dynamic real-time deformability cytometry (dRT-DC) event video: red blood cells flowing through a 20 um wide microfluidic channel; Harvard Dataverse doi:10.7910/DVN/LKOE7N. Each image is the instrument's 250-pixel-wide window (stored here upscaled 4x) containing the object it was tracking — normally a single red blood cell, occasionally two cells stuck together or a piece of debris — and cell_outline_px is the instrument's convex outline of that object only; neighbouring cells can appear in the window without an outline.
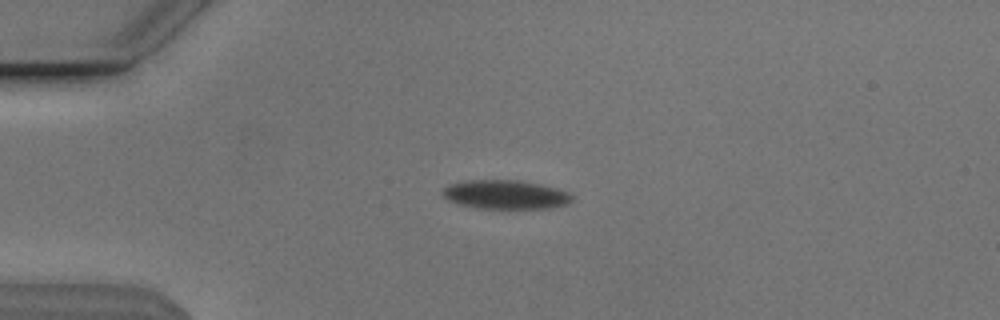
{"species": "Egyptian fruit bat (a non-hibernating species)", "species_latin": "Rousettus aegyptiacus", "temperature_condition": "cold", "stored_images_in_passage": 43, "camera_frame_rate_fps": 3000, "um_per_image_px": 0.085, "animal": {"sex": "male"}, "frame": {"image": 1, "passage_image": 1, "time_ms": 0.0, "image_size_px": [1000, 320], "cell_outline_px": [[572, 200], [568, 204], [552, 208], [476, 208], [460, 204], [448, 200], [440, 192], [448, 184], [468, 180], [520, 180], [540, 184], [556, 188], [568, 192], [572, 196]], "centroid_in_image_um": [42.96, 16.53], "position_along_channel_um": 42.0, "area_um2": 21.85}}
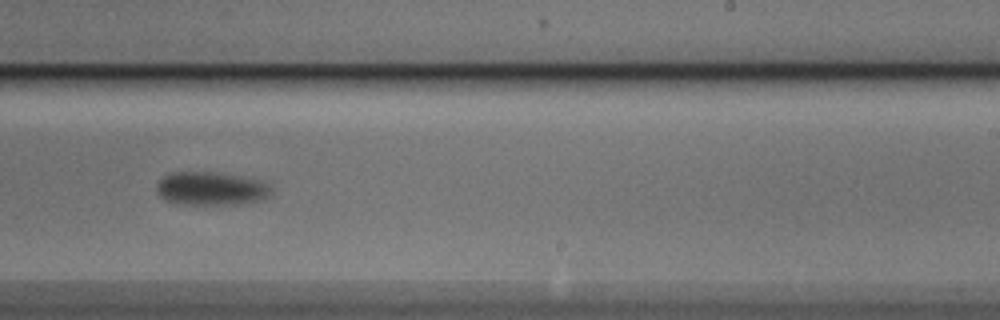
{"frame": {"image": 2, "passage_image": 22, "time_ms": 7.0, "image_size_px": [1000, 320], "cell_outline_px": [[272, 196], [264, 200], [240, 204], [180, 204], [164, 200], [156, 192], [156, 184], [168, 172], [216, 172], [240, 176], [260, 180], [268, 184], [272, 188]], "centroid_in_image_um": [17.97, 16.03], "position_along_channel_um": 271.0, "area_um2": 22.72}}
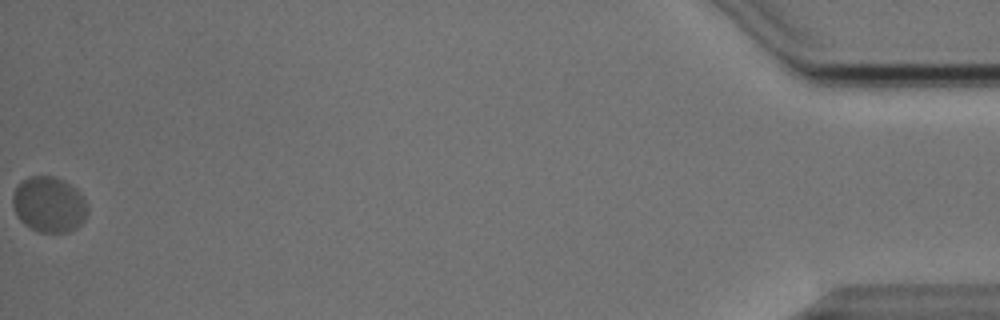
{"frame": {"image": 3, "passage_image": 43, "time_ms": 14.0, "image_size_px": [1000, 320], "cell_outline_px": [[88, 212], [84, 220], [76, 228], [68, 232], [40, 232], [24, 224], [20, 220], [12, 204], [12, 196], [20, 180], [28, 176], [52, 176], [64, 180], [76, 188], [84, 200], [88, 208]], "centroid_in_image_um": [4.16, 17.37], "position_along_channel_um": 431.0, "area_um2": 24.28}, "authors_computed_cell_mechanics": {"area_um2": 23.0044, "velocity_mm_per_s": 3.6967, "shape_relaxation_time_tau1_ms": 2.8784, "shape_relaxation_time_tau2_ms": null, "deformation_change_tau1": 0.0901, "deformation_change_tau2": null}}